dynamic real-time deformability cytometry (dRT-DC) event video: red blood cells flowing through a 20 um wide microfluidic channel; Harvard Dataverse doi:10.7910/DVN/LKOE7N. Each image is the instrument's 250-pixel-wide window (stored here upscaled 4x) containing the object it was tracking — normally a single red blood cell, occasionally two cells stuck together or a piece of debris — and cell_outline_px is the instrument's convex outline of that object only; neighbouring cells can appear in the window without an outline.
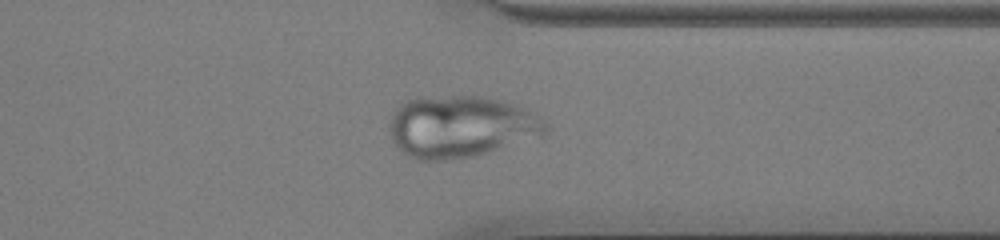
{"species": "common noctule bat (a hibernating species)", "species_latin": "Nyctalus noctula", "temperature_condition": "cold", "stored_images_in_passage": 56, "camera_frame_rate_fps": 3000, "um_per_image_px": 0.085, "animal": {"sex": "male", "body_mass_g": 13.0, "forearm_length_mm": 53.1}, "frame": {"image": 1, "passage_image": 45, "time_ms": 14.667, "image_size_px": [1000, 240], "cell_outline_px": [[548, 136], [472, 156], [440, 160], [420, 160], [408, 156], [400, 152], [392, 140], [388, 128], [392, 116], [396, 108], [400, 104], [416, 96], [476, 96], [500, 100], [524, 108], [540, 116], [544, 124]], "centroid_in_image_um": [39.15, 10.76], "position_along_channel_um": 372.2, "area_um2": 56.53}}
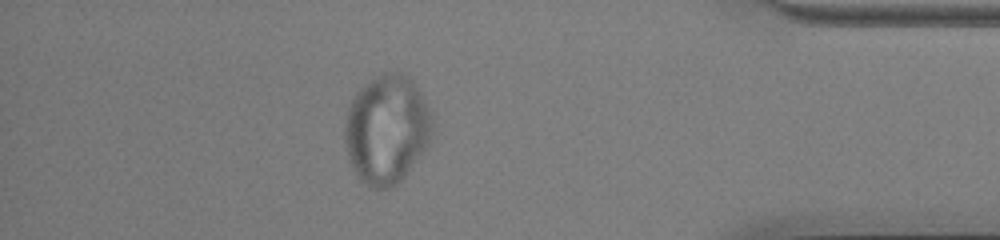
{"frame": {"image": 2, "passage_image": 50, "time_ms": 16.333, "image_size_px": [1000, 240], "cell_outline_px": [[432, 132], [428, 144], [424, 152], [404, 176], [392, 188], [372, 188], [364, 184], [356, 176], [348, 156], [344, 144], [344, 120], [348, 108], [356, 92], [360, 88], [376, 76], [384, 72], [400, 72], [408, 76], [412, 80], [420, 92], [432, 112]], "centroid_in_image_um": [32.86, 11.0], "position_along_channel_um": 402.3, "area_um2": 55.89}}